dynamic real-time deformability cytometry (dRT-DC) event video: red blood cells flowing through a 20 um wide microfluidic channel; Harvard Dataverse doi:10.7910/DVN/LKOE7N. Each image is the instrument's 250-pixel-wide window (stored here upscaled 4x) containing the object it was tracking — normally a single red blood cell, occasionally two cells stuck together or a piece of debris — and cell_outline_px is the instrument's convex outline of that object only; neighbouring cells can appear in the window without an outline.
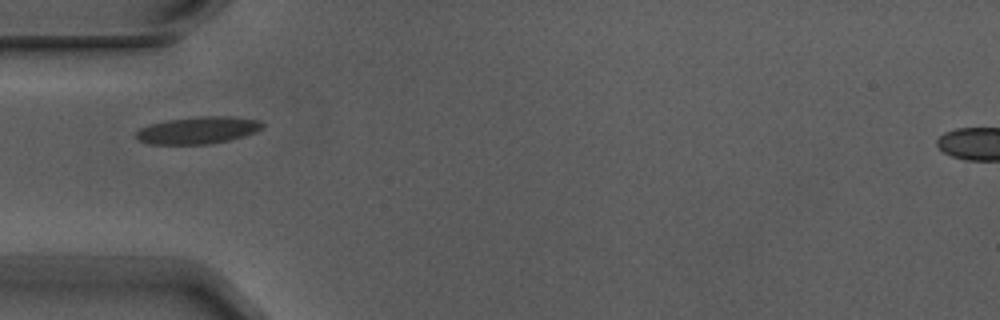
{"species": "Egyptian fruit bat (a non-hibernating species)", "species_latin": "Rousettus aegyptiacus", "temperature_condition": "warm", "stored_images_in_passage": 5, "camera_frame_rate_fps": 3000, "um_per_image_px": 0.085, "animal": {"sex": "male"}, "frame": {"image": 1, "passage_image": 3, "time_ms": 0.667, "image_size_px": [1000, 320], "cell_outline_px": [[264, 128], [256, 132], [244, 136], [228, 140], [208, 144], [148, 144], [140, 140], [136, 136], [136, 132], [140, 128], [148, 124], [168, 120], [200, 116], [232, 116], [260, 120], [264, 124]], "centroid_in_image_um": [16.86, 11.06], "position_along_channel_um": 68.1, "area_um2": 20.06}}
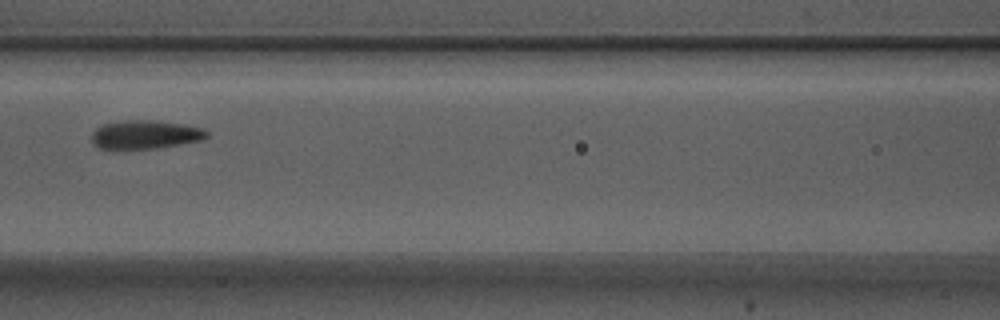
{"frame": {"image": 2, "passage_image": 5, "time_ms": 1.333, "image_size_px": [1000, 320], "cell_outline_px": [[208, 136], [200, 140], [180, 144], [156, 148], [100, 148], [92, 140], [92, 132], [96, 128], [104, 124], [124, 120], [152, 120], [184, 124], [204, 128], [208, 132]], "centroid_in_image_um": [12.38, 11.42], "position_along_channel_um": 154.2, "area_um2": 18.9}}